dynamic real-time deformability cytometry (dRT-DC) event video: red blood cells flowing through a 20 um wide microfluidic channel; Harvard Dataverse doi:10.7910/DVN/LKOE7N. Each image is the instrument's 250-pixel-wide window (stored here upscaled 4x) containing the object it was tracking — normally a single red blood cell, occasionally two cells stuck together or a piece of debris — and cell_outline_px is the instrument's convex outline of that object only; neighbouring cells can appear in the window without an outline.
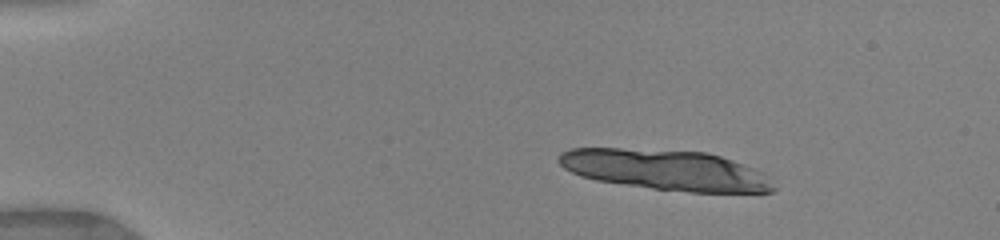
{"species": "human", "species_latin": "Homo sapiens", "temperature_condition": "warm", "stored_images_in_passage": 7, "camera_frame_rate_fps": 3000, "um_per_image_px": 0.085, "donor": {"sex": "female"}, "frame": {"image": 1, "passage_image": 1, "time_ms": 0.0, "image_size_px": [1000, 240], "cell_outline_px": [[776, 188], [772, 192], [688, 192], [652, 188], [596, 180], [580, 176], [564, 168], [556, 160], [560, 152], [572, 148], [620, 148], [708, 152], [744, 164], [764, 172]], "centroid_in_image_um": [56.57, 14.44], "position_along_channel_um": 28.4, "area_um2": 50.63}}